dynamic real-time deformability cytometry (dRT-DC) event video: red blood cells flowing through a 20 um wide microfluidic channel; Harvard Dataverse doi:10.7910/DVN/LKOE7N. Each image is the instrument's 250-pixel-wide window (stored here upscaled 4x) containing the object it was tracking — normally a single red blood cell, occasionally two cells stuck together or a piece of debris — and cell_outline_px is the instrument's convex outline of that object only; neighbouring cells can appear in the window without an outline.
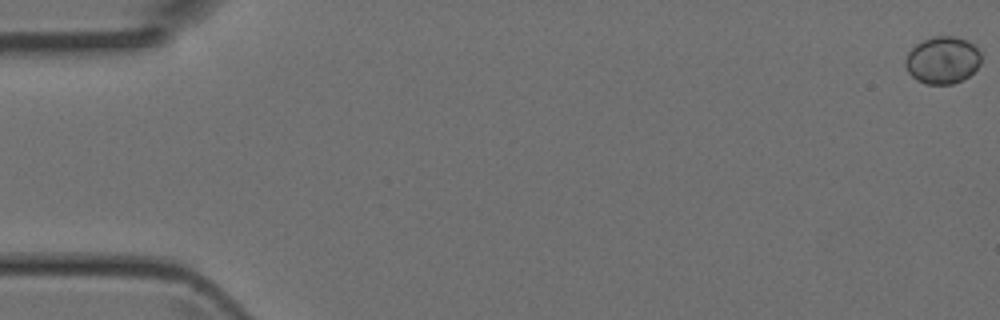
{"species": "Egyptian fruit bat (a non-hibernating species)", "species_latin": "Rousettus aegyptiacus", "temperature_condition": "room temperature", "stored_images_in_passage": 3, "camera_frame_rate_fps": 3000, "um_per_image_px": 0.085, "animal": {"sex": "female"}, "frame": {"image": 1, "passage_image": 1, "time_ms": 0.0, "image_size_px": [1000, 320], "cell_outline_px": [[980, 64], [968, 76], [952, 84], [928, 84], [916, 80], [908, 72], [904, 64], [904, 60], [908, 52], [916, 44], [932, 36], [956, 36], [968, 40], [980, 52]], "centroid_in_image_um": [80.09, 5.1], "position_along_channel_um": 4.9, "area_um2": 20.81}}